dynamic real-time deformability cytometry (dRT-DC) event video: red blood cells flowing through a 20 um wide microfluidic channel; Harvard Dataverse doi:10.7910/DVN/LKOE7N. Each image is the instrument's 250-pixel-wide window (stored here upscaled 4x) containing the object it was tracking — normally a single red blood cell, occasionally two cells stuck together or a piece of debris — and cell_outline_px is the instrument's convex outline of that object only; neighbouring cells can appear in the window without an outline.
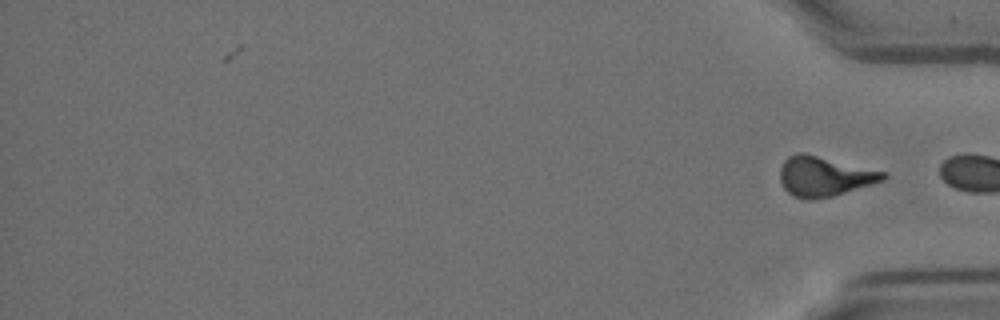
{"species": "Egyptian fruit bat (a non-hibernating species)", "species_latin": "Rousettus aegyptiacus", "temperature_condition": "room temperature", "stored_images_in_passage": 17, "camera_frame_rate_fps": 3000, "um_per_image_px": 0.085, "animal": {"sex": "female"}, "frame": {"image": 1, "passage_image": 17, "time_ms": 5.333, "image_size_px": [1000, 320], "cell_outline_px": [[888, 176], [884, 180], [872, 184], [832, 196], [812, 200], [804, 200], [792, 196], [784, 188], [780, 180], [780, 168], [784, 160], [788, 156], [796, 152], [804, 152], [884, 172]], "centroid_in_image_um": [70.01, 14.99], "position_along_channel_um": 365.2, "area_um2": 23.93}}